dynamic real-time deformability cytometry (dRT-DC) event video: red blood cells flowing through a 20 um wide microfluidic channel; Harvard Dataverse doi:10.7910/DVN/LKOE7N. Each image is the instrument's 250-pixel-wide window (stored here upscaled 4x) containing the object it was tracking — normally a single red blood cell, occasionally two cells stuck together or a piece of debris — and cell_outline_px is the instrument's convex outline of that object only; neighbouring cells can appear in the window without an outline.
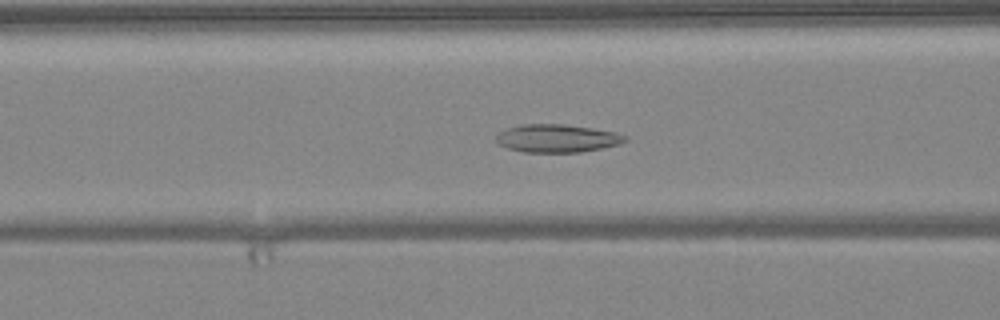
{"species": "common noctule bat (a hibernating species)", "species_latin": "Nyctalus noctula", "temperature_condition": "warm", "stored_images_in_passage": 37, "camera_frame_rate_fps": 3000, "um_per_image_px": 0.085, "animal": {"sex": "female", "body_mass_g": 24.6, "forearm_length_mm": 56.2}, "frame": {"image": 1, "passage_image": 6, "time_ms": 1.667, "image_size_px": [1000, 320], "cell_outline_px": [[628, 140], [620, 144], [580, 152], [524, 152], [508, 148], [496, 144], [496, 136], [500, 132], [508, 128], [520, 124], [564, 124], [592, 128], [616, 132], [628, 136]], "centroid_in_image_um": [47.35, 11.75], "position_along_channel_um": 119.2, "area_um2": 21.1}}
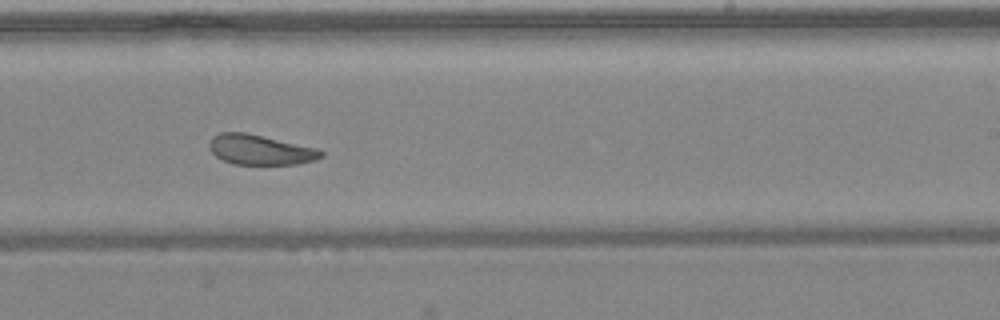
{"frame": {"image": 2, "passage_image": 17, "time_ms": 5.333, "image_size_px": [1000, 320], "cell_outline_px": [[324, 156], [312, 160], [296, 164], [236, 164], [224, 160], [216, 156], [208, 148], [208, 144], [212, 136], [220, 132], [244, 132], [316, 148], [324, 152]], "centroid_in_image_um": [22.07, 12.72], "position_along_channel_um": 266.9, "area_um2": 19.31}}
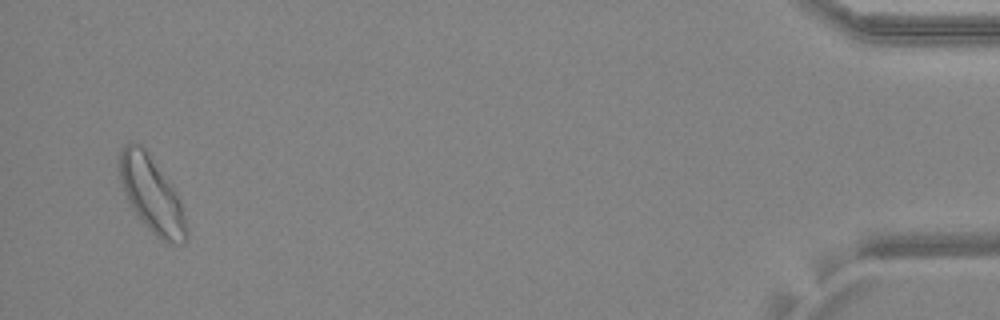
{"frame": {"image": 3, "passage_image": 35, "time_ms": 11.333, "image_size_px": [1000, 320], "cell_outline_px": [[188, 240], [184, 244], [164, 244], [148, 228], [132, 208], [124, 192], [120, 180], [120, 148], [124, 144], [140, 144], [144, 148], [176, 192], [184, 216], [188, 232]], "centroid_in_image_um": [12.91, 16.61], "position_along_channel_um": 422.3, "area_um2": 29.02}, "authors_computed_cell_mechanics": {"area_um2": 21.5594, "velocity_mm_per_s": 4.038, "shape_relaxation_time_tau1_ms": null, "shape_relaxation_time_tau2_ms": 3.2382, "deformation_change_tau1": null, "deformation_change_tau2": 0.0892}}